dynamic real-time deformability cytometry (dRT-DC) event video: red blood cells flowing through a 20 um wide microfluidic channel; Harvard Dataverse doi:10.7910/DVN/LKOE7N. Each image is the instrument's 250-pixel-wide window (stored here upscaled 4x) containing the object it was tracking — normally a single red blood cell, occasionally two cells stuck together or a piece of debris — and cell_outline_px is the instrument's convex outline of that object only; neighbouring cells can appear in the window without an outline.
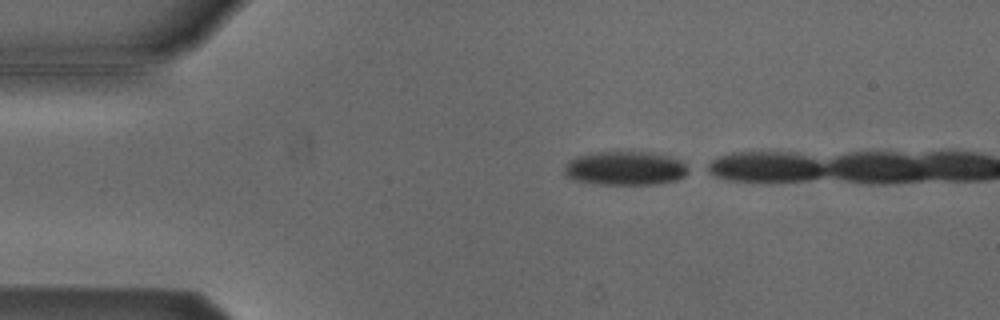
{"species": "Egyptian fruit bat (a non-hibernating species)", "species_latin": "Rousettus aegyptiacus", "temperature_condition": "cold", "stored_images_in_passage": 4, "camera_frame_rate_fps": 3000, "um_per_image_px": 0.085, "animal": {"sex": "male"}, "frame": {"image": 1, "passage_image": 1, "time_ms": 0.0, "image_size_px": [1000, 320], "cell_outline_px": [[692, 172], [676, 180], [656, 184], [592, 184], [576, 180], [564, 176], [564, 168], [568, 160], [576, 156], [596, 152], [652, 152], [672, 156], [680, 160], [692, 168]], "centroid_in_image_um": [53.18, 14.3], "position_along_channel_um": 31.8, "area_um2": 24.97}}